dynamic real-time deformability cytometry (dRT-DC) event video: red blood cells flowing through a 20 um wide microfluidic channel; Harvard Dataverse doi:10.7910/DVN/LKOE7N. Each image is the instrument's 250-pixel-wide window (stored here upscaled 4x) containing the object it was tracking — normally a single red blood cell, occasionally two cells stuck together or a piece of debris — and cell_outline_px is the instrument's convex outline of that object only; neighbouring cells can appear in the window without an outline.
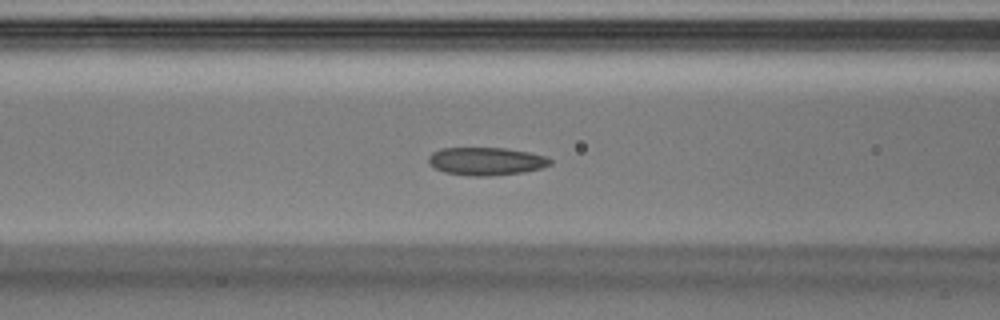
{"species": "Egyptian fruit bat (a non-hibernating species)", "species_latin": "Rousettus aegyptiacus", "temperature_condition": "warm", "stored_images_in_passage": 30, "camera_frame_rate_fps": 3000, "um_per_image_px": 0.085, "animal": {"sex": "male"}, "frame": {"image": 1, "passage_image": 6, "time_ms": 1.667, "image_size_px": [1000, 320], "cell_outline_px": [[552, 164], [540, 168], [524, 172], [488, 176], [476, 176], [444, 172], [428, 164], [428, 156], [432, 152], [440, 148], [504, 148], [528, 152], [544, 156], [552, 160]], "centroid_in_image_um": [41.29, 13.7], "position_along_channel_um": 125.3, "area_um2": 19.71}}
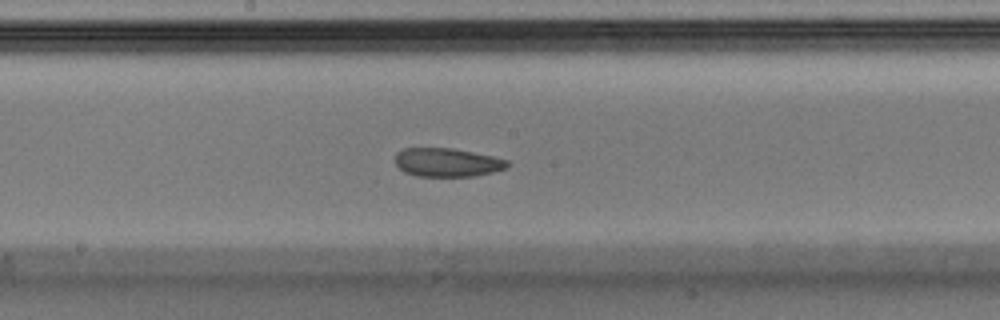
{"frame": {"image": 2, "passage_image": 11, "time_ms": 3.333, "image_size_px": [1000, 320], "cell_outline_px": [[508, 168], [492, 172], [472, 176], [416, 176], [404, 172], [396, 164], [396, 152], [404, 148], [452, 148], [492, 156], [508, 160]], "centroid_in_image_um": [38.0, 13.8], "position_along_channel_um": 210.2, "area_um2": 18.61}}
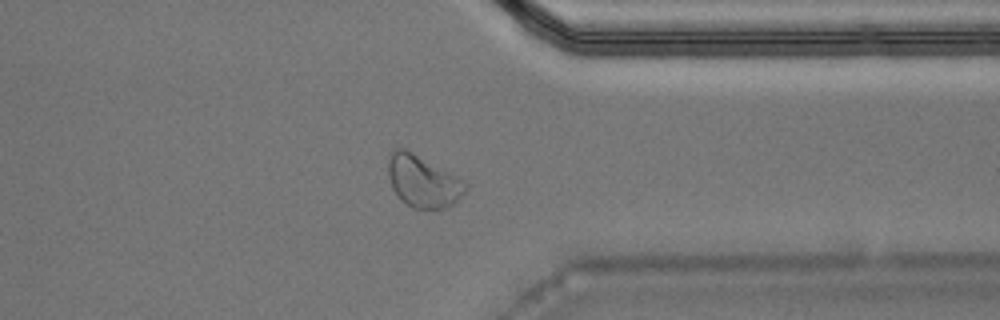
{"frame": {"image": 3, "passage_image": 21, "time_ms": 6.667, "image_size_px": [1000, 320], "cell_outline_px": [[468, 188], [452, 204], [444, 208], [412, 208], [400, 200], [392, 188], [388, 176], [388, 164], [392, 152], [396, 148], [404, 148], [412, 152], [464, 180], [468, 184]], "centroid_in_image_um": [35.93, 15.42], "position_along_channel_um": 375.5, "area_um2": 23.06}}